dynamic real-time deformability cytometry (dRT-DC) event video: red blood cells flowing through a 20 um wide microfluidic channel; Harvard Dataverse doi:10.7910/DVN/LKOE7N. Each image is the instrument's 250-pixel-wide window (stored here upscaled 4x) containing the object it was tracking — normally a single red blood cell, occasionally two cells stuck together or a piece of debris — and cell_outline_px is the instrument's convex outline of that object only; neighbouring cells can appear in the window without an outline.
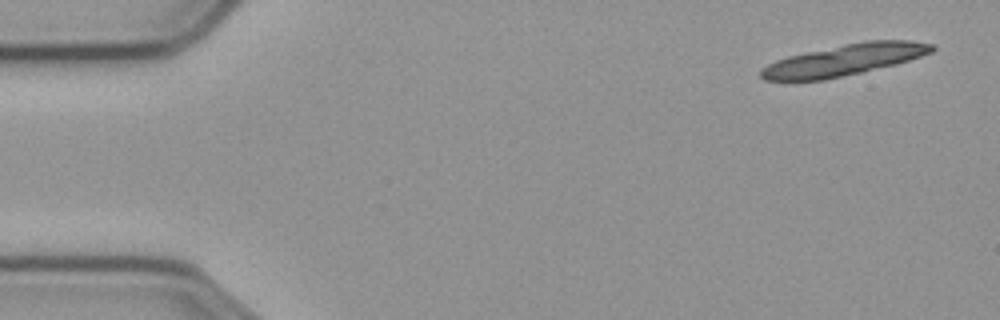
{"species": "common noctule bat (a hibernating species)", "species_latin": "Nyctalus noctula", "temperature_condition": "cold", "stored_images_in_passage": 19, "camera_frame_rate_fps": 3000, "um_per_image_px": 0.085, "animal": {"sex": "male", "body_mass_g": 23.1, "forearm_length_mm": 52.7}, "frame": {"image": 1, "passage_image": 1, "time_ms": 0.0, "image_size_px": [1000, 320], "cell_outline_px": [[936, 48], [932, 52], [896, 64], [824, 80], [764, 80], [760, 76], [760, 68], [776, 60], [788, 56], [844, 44], [864, 40], [912, 40], [936, 44]], "centroid_in_image_um": [71.79, 5.08], "position_along_channel_um": 13.2, "area_um2": 31.04}}
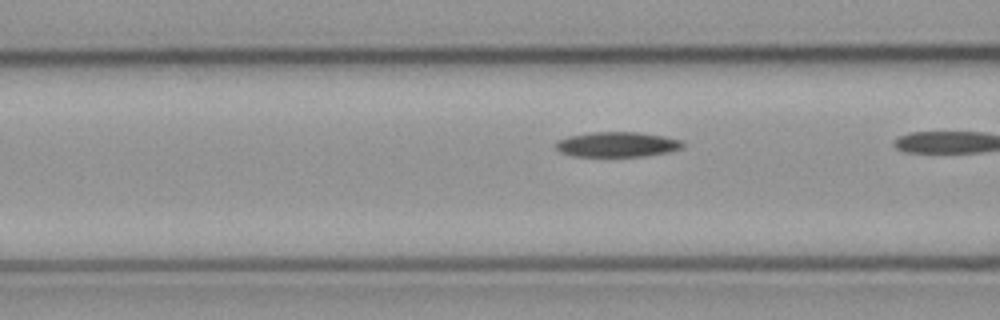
{"frame": {"image": 2, "passage_image": 18, "time_ms": 5.667, "image_size_px": [1000, 320], "cell_outline_px": [[684, 144], [680, 148], [668, 152], [644, 156], [572, 156], [560, 152], [556, 148], [556, 140], [568, 136], [592, 132], [640, 132], [664, 136], [684, 140]], "centroid_in_image_um": [52.45, 12.27], "position_along_channel_um": 114.1, "area_um2": 18.61}}